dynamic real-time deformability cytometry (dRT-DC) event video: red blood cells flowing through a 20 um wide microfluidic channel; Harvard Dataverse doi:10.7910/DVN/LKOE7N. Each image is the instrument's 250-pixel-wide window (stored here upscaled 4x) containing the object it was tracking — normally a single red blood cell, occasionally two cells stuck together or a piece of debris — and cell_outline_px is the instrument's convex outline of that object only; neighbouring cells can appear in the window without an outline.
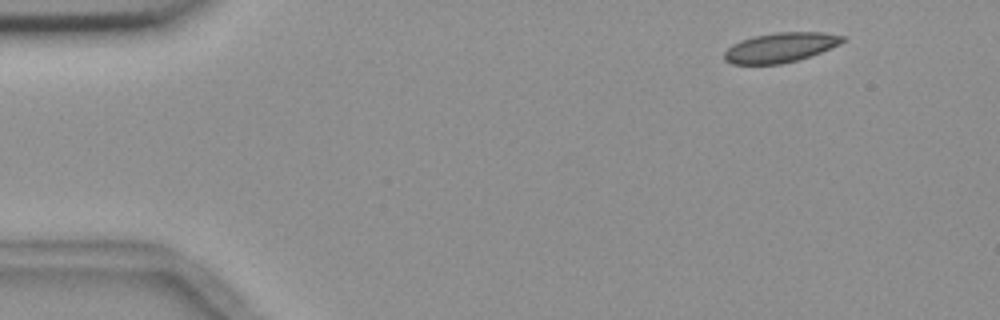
{"species": "common noctule bat (a hibernating species)", "species_latin": "Nyctalus noctula", "temperature_condition": "room temperature", "stored_images_in_passage": 4, "camera_frame_rate_fps": 3000, "um_per_image_px": 0.085, "animal": {"sex": "female", "body_mass_g": 18.4}, "frame": {"image": 1, "passage_image": 1, "time_ms": 0.0, "image_size_px": [1000, 320], "cell_outline_px": [[848, 40], [840, 44], [820, 52], [796, 60], [780, 64], [732, 64], [724, 60], [724, 52], [732, 44], [740, 40], [752, 36], [776, 32], [824, 32], [848, 36]], "centroid_in_image_um": [66.35, 4.02], "position_along_channel_um": 18.6, "area_um2": 20.63}}
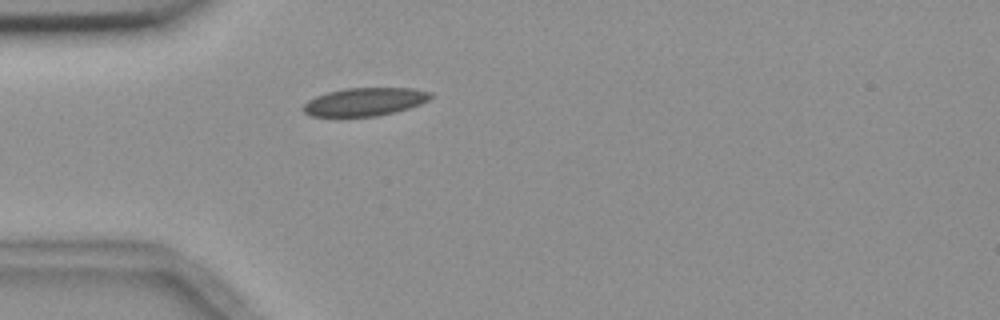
{"frame": {"image": 2, "passage_image": 4, "time_ms": 3.333, "image_size_px": [1000, 320], "cell_outline_px": [[436, 96], [420, 104], [396, 112], [376, 116], [312, 116], [304, 112], [300, 108], [308, 100], [316, 96], [328, 92], [344, 88], [412, 88], [432, 92]], "centroid_in_image_um": [31.03, 8.64], "position_along_channel_um": 54.0, "area_um2": 20.98}}